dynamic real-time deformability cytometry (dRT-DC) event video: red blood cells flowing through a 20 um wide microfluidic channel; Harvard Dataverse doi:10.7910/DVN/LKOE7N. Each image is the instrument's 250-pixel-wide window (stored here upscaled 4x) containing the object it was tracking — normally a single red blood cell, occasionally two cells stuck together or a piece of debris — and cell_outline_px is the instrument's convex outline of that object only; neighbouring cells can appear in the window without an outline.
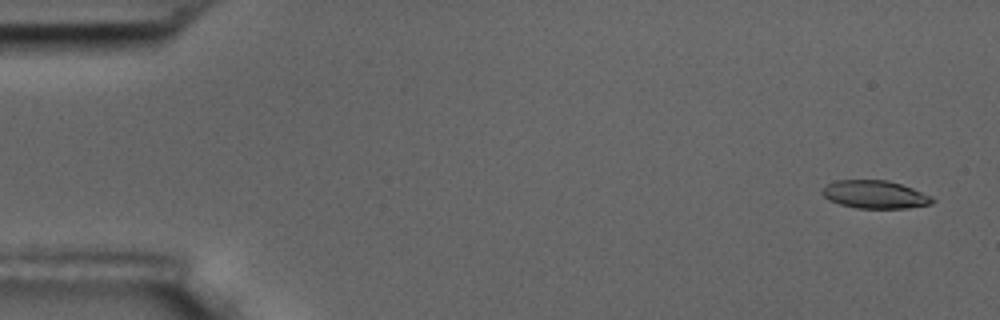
{"species": "common noctule bat (a hibernating species)", "species_latin": "Nyctalus noctula", "temperature_condition": "room temperature", "stored_images_in_passage": 11, "camera_frame_rate_fps": 3000, "um_per_image_px": 0.085, "animal": {"sex": "male", "body_mass_g": 17.5, "forearm_length_mm": 52.3}, "frame": {"image": 1, "passage_image": 1, "time_ms": 0.0, "image_size_px": [1000, 320], "cell_outline_px": [[936, 200], [932, 204], [908, 208], [856, 208], [840, 204], [828, 200], [820, 192], [828, 184], [836, 180], [888, 180], [912, 188], [932, 196]], "centroid_in_image_um": [74.38, 16.54], "position_along_channel_um": 10.6, "area_um2": 17.98}}
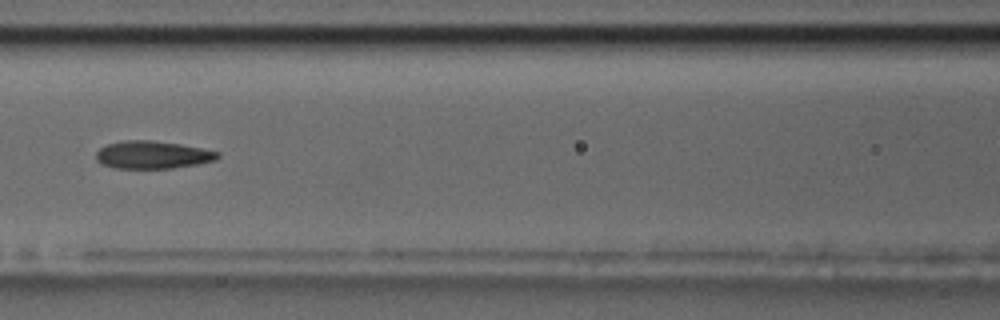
{"frame": {"image": 2, "passage_image": 7, "time_ms": 7.667, "image_size_px": [1000, 320], "cell_outline_px": [[220, 156], [216, 160], [196, 164], [172, 168], [116, 168], [100, 164], [96, 160], [96, 152], [100, 148], [108, 144], [124, 140], [152, 140], [180, 144], [220, 152]], "centroid_in_image_um": [12.95, 13.16], "position_along_channel_um": 153.7, "area_um2": 19.59}}
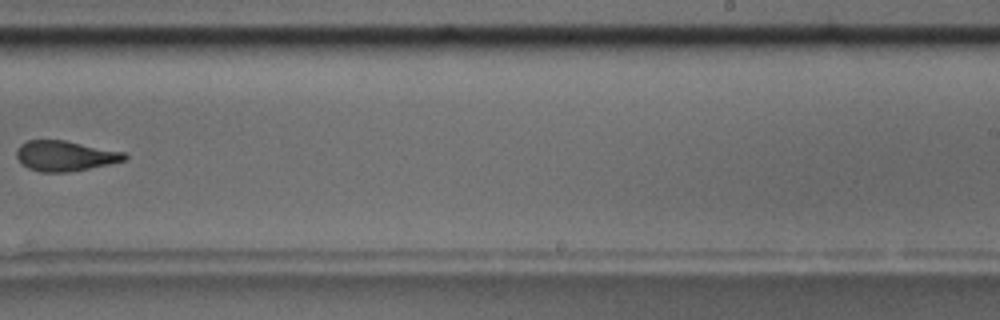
{"frame": {"image": 3, "passage_image": 10, "time_ms": 11.333, "image_size_px": [1000, 320], "cell_outline_px": [[128, 156], [124, 160], [112, 164], [68, 172], [40, 172], [28, 168], [20, 164], [16, 156], [16, 148], [20, 144], [28, 140], [64, 140], [124, 152]], "centroid_in_image_um": [5.49, 13.25], "position_along_channel_um": 283.5, "area_um2": 19.19}}